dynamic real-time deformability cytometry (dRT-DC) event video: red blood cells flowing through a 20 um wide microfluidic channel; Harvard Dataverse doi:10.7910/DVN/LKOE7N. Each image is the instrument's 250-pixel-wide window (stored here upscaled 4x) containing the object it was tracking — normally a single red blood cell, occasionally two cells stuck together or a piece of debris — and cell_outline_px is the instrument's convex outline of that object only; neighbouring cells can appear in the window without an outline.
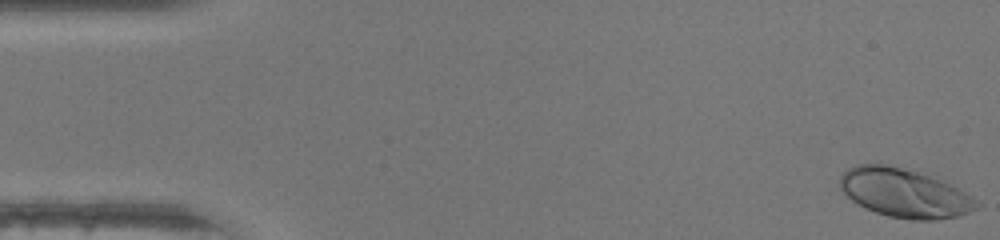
{"species": "human", "species_latin": "Homo sapiens", "temperature_condition": "warm", "stored_images_in_passage": 47, "camera_frame_rate_fps": 3000, "um_per_image_px": 0.085, "donor": {"sex": "female"}, "frame": {"image": 1, "passage_image": 1, "time_ms": 0.0, "image_size_px": [1000, 240], "cell_outline_px": [[980, 204], [976, 208], [968, 212], [956, 216], [936, 220], [912, 220], [888, 216], [876, 212], [856, 204], [840, 188], [840, 176], [848, 168], [856, 164], [888, 164], [916, 172], [940, 180], [972, 196]], "centroid_in_image_um": [76.84, 16.41], "position_along_channel_um": 8.2, "area_um2": 38.38}}
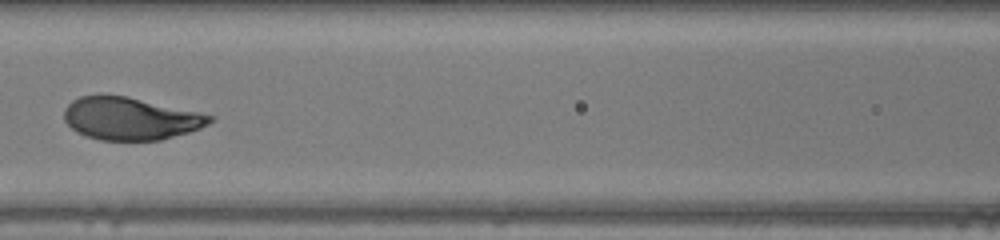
{"frame": {"image": 2, "passage_image": 21, "time_ms": 6.667, "image_size_px": [1000, 240], "cell_outline_px": [[216, 116], [208, 124], [200, 128], [188, 132], [160, 140], [100, 140], [76, 132], [64, 120], [64, 108], [72, 100], [80, 96], [128, 96]], "centroid_in_image_um": [11.08, 10.08], "position_along_channel_um": 155.5, "area_um2": 35.84}}
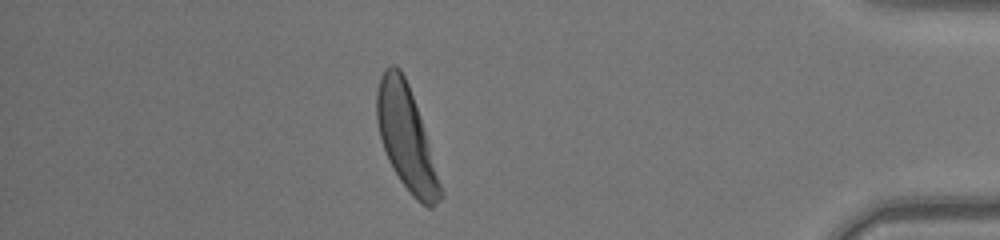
{"frame": {"image": 3, "passage_image": 41, "time_ms": 13.333, "image_size_px": [1000, 240], "cell_outline_px": [[444, 196], [432, 208], [428, 208], [416, 200], [412, 196], [400, 180], [392, 168], [388, 160], [380, 136], [376, 120], [376, 92], [380, 76], [384, 68], [392, 64], [396, 64], [400, 68], [408, 84], [444, 192]], "centroid_in_image_um": [34.51, 11.74], "position_along_channel_um": 400.7, "area_um2": 37.92}, "authors_computed_cell_mechanics": {"area_um2": 36.8186, "velocity_mm_per_s": 4.3646, "shape_relaxation_time_tau1_ms": 1.8711, "shape_relaxation_time_tau2_ms": null, "deformation_change_tau1": 0.1464, "deformation_change_tau2": null}}